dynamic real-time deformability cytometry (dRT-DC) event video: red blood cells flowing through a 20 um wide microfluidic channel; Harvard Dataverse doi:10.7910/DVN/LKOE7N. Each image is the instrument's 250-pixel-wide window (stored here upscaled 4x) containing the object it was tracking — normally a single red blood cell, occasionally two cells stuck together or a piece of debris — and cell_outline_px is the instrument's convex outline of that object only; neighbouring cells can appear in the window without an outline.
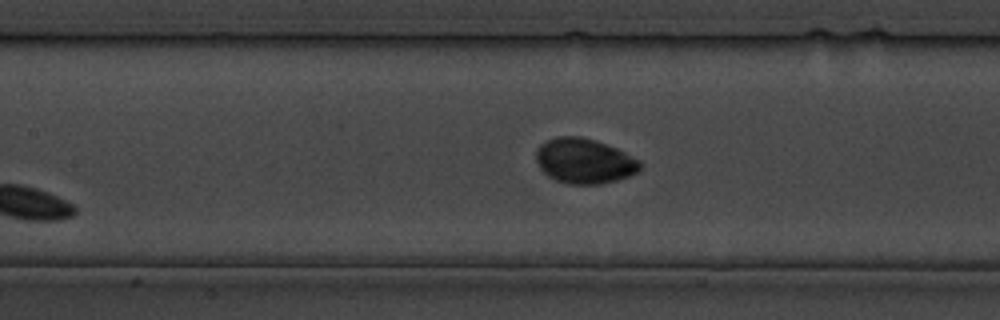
{"species": "common noctule bat (a hibernating species)", "species_latin": "Nyctalus noctula", "temperature_condition": "cold", "stored_images_in_passage": 17, "segment_of_instrument_passage": [2, 2], "camera_frame_rate_fps": 3000, "um_per_image_px": 0.085, "animal": {"sex": "male", "body_mass_g": 19.5, "forearm_length_mm": 54.6}, "frame": {"image": 1, "passage_image": 17, "time_ms": 20.333, "image_size_px": [1000, 320], "cell_outline_px": [[640, 168], [636, 172], [628, 176], [616, 180], [600, 184], [568, 184], [556, 180], [548, 176], [540, 168], [536, 160], [536, 148], [540, 144], [556, 136], [580, 136], [596, 140], [616, 148], [640, 160]], "centroid_in_image_um": [49.64, 13.67], "position_along_channel_um": 157.8, "area_um2": 27.28}}